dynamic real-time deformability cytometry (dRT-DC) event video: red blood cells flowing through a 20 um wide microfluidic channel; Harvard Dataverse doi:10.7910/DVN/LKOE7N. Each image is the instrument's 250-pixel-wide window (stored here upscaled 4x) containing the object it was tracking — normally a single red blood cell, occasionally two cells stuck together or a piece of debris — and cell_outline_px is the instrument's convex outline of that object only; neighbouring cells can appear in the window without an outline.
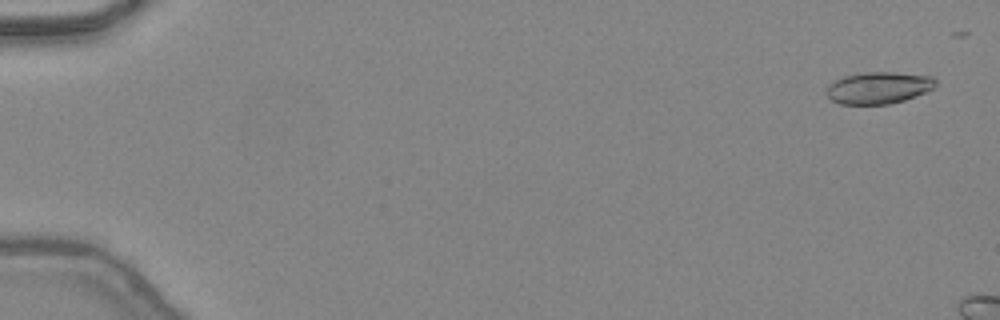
{"species": "common noctule bat (a hibernating species)", "species_latin": "Nyctalus noctula", "temperature_condition": "warm", "stored_images_in_passage": 9, "camera_frame_rate_fps": 3000, "um_per_image_px": 0.085, "animal": {"sex": "female", "body_mass_g": 24.6, "forearm_length_mm": 56.2}, "frame": {"image": 1, "passage_image": 2, "time_ms": 0.333, "image_size_px": [1000, 320], "cell_outline_px": [[936, 84], [932, 88], [916, 96], [904, 100], [888, 104], [840, 104], [832, 100], [828, 96], [828, 84], [844, 76], [864, 72], [896, 72], [932, 76], [936, 80]], "centroid_in_image_um": [74.69, 7.45], "position_along_channel_um": 10.3, "area_um2": 20.11}}